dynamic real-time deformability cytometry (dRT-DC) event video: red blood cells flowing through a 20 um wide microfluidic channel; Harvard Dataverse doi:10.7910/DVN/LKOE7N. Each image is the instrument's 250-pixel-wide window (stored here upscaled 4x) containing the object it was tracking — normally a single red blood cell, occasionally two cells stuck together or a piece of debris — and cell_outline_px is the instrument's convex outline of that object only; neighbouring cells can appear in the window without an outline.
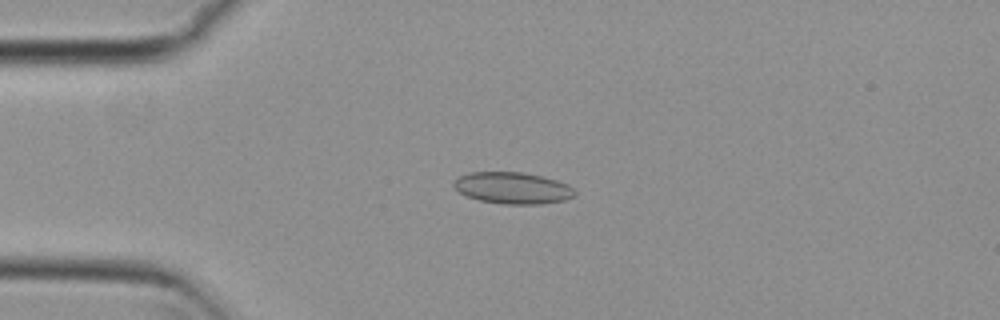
{"species": "common noctule bat (a hibernating species)", "species_latin": "Nyctalus noctula", "temperature_condition": "cold", "stored_images_in_passage": 42, "camera_frame_rate_fps": 3000, "um_per_image_px": 0.085, "animal": {"sex": "female", "body_mass_g": 29.2, "forearm_length_mm": 56.3}, "frame": {"image": 1, "passage_image": 1, "time_ms": 0.0, "image_size_px": [1000, 320], "cell_outline_px": [[576, 196], [564, 200], [540, 204], [504, 204], [480, 200], [468, 196], [460, 192], [452, 184], [452, 180], [468, 172], [524, 172], [556, 180], [568, 184], [576, 192]], "centroid_in_image_um": [43.58, 15.97], "position_along_channel_um": 41.4, "area_um2": 22.25}}
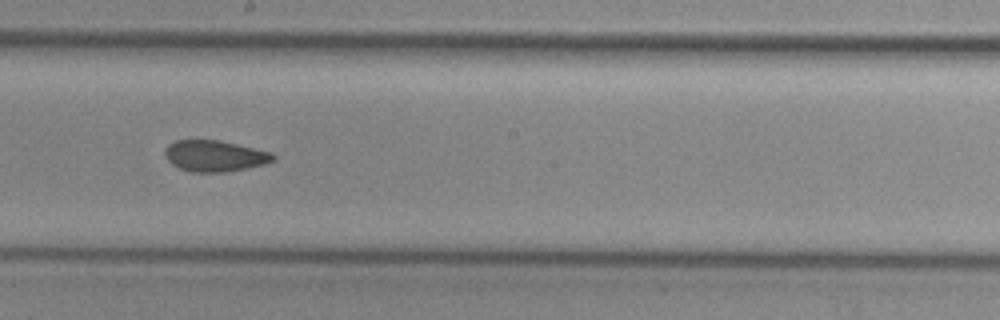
{"frame": {"image": 2, "passage_image": 18, "time_ms": 5.667, "image_size_px": [1000, 320], "cell_outline_px": [[276, 160], [264, 164], [248, 168], [224, 172], [192, 172], [180, 168], [172, 164], [164, 156], [164, 152], [168, 144], [176, 140], [220, 140], [272, 152], [276, 156]], "centroid_in_image_um": [18.27, 13.25], "position_along_channel_um": 229.9, "area_um2": 19.77}}
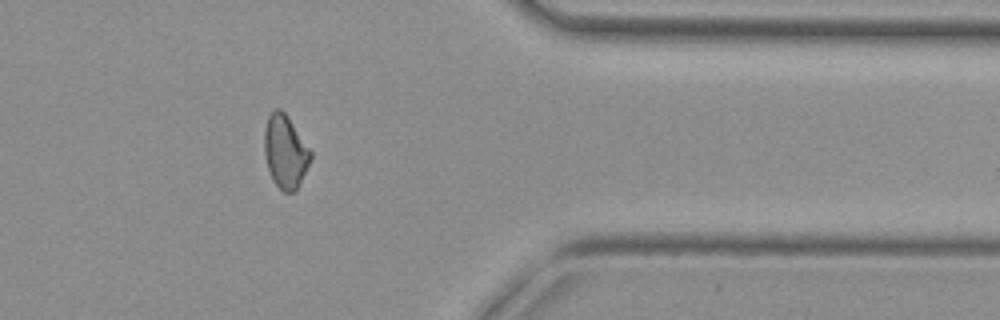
{"frame": {"image": 3, "passage_image": 32, "time_ms": 10.333, "image_size_px": [1000, 320], "cell_outline_px": [[312, 160], [296, 192], [284, 192], [272, 180], [268, 168], [264, 152], [264, 128], [268, 116], [276, 108], [280, 108], [288, 116], [312, 152]], "centroid_in_image_um": [24.26, 12.9], "position_along_channel_um": 387.1, "area_um2": 19.94}, "authors_computed_cell_mechanics": {"area_um2": 20.0566, "velocity_mm_per_s": 3.7555, "shape_relaxation_time_tau1_ms": null, "shape_relaxation_time_tau2_ms": 2.2741, "deformation_change_tau1": null, "deformation_change_tau2": 0.0674}}